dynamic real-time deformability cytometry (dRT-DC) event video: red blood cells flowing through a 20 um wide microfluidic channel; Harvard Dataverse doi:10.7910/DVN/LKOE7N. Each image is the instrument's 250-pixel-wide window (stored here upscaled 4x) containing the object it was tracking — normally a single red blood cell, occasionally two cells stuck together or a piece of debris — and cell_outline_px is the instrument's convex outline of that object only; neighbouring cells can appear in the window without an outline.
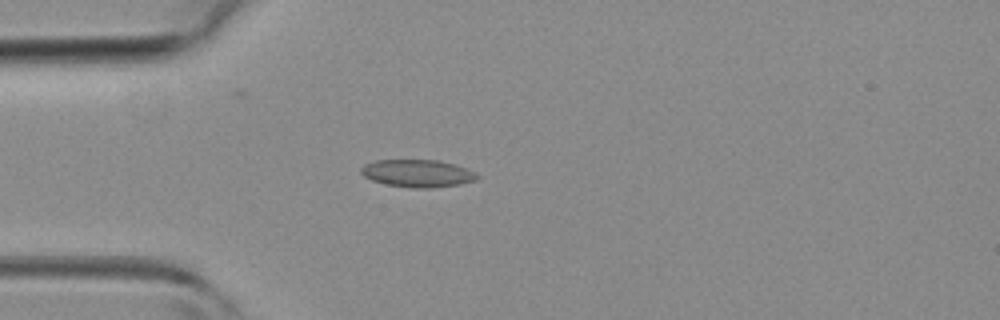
{"species": "common noctule bat (a hibernating species)", "species_latin": "Nyctalus noctula", "temperature_condition": "room temperature", "stored_images_in_passage": 16, "camera_frame_rate_fps": 3000, "um_per_image_px": 0.085, "animal": {"sex": "female", "body_mass_g": 19.3, "forearm_length_mm": 54.1}, "frame": {"image": 1, "passage_image": 11, "time_ms": 3.333, "image_size_px": [1000, 320], "cell_outline_px": [[480, 176], [476, 180], [460, 184], [432, 188], [412, 188], [388, 184], [372, 180], [364, 176], [360, 172], [360, 168], [364, 164], [376, 160], [440, 160], [456, 164], [476, 172]], "centroid_in_image_um": [35.52, 14.73], "position_along_channel_um": 49.5, "area_um2": 18.73}}
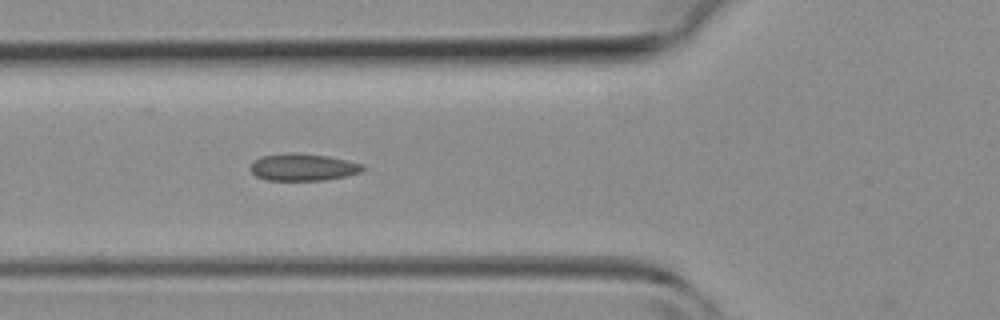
{"frame": {"image": 2, "passage_image": 15, "time_ms": 4.667, "image_size_px": [1000, 320], "cell_outline_px": [[368, 168], [360, 172], [344, 176], [324, 180], [268, 180], [256, 176], [248, 168], [260, 156], [328, 156], [364, 164]], "centroid_in_image_um": [25.82, 14.27], "position_along_channel_um": 100.0, "area_um2": 16.76}}